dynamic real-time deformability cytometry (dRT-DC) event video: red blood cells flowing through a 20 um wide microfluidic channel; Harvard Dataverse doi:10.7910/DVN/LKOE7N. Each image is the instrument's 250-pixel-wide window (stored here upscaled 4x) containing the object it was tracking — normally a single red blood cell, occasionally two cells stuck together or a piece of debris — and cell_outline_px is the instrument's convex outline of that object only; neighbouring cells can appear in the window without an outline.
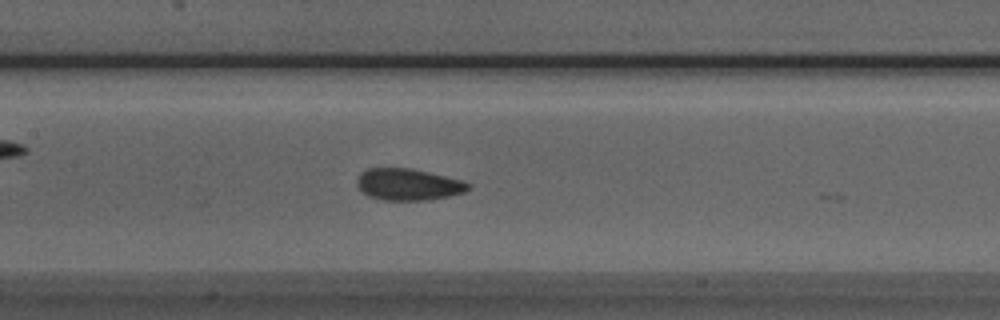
{"species": "Egyptian fruit bat (a non-hibernating species)", "species_latin": "Rousettus aegyptiacus", "temperature_condition": "room temperature", "stored_images_in_passage": 35, "camera_frame_rate_fps": 3000, "um_per_image_px": 0.085, "animal": {"sex": "male"}, "frame": {"image": 1, "passage_image": 23, "time_ms": 7.333, "image_size_px": [1000, 320], "cell_outline_px": [[472, 184], [464, 192], [448, 196], [428, 200], [384, 200], [368, 196], [356, 184], [356, 180], [360, 172], [368, 168], [408, 168], [428, 172], [464, 180]], "centroid_in_image_um": [34.69, 15.67], "position_along_channel_um": 172.7, "area_um2": 20.52}}
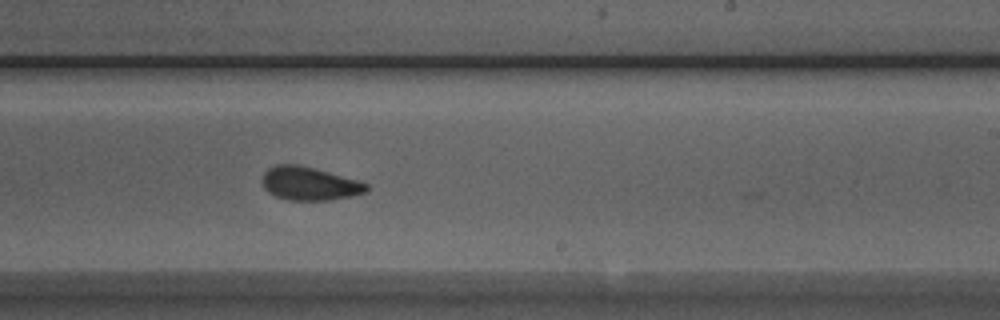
{"frame": {"image": 2, "passage_image": 30, "time_ms": 9.667, "image_size_px": [1000, 320], "cell_outline_px": [[368, 192], [352, 196], [332, 200], [288, 200], [276, 196], [268, 192], [264, 188], [260, 180], [264, 172], [268, 168], [276, 164], [296, 164], [316, 168], [360, 180], [368, 184]], "centroid_in_image_um": [26.31, 15.6], "position_along_channel_um": 262.7, "area_um2": 20.69}}
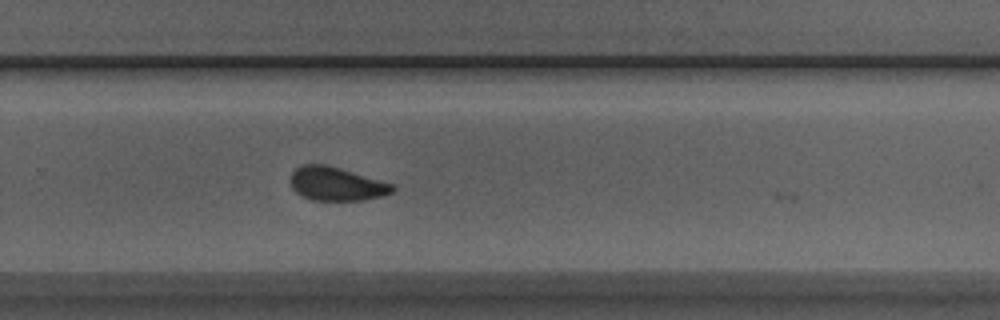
{"frame": {"image": 3, "passage_image": 33, "time_ms": 10.667, "image_size_px": [1000, 320], "cell_outline_px": [[396, 188], [392, 192], [384, 196], [364, 200], [312, 200], [296, 192], [292, 188], [288, 180], [292, 172], [296, 168], [304, 164], [324, 164], [340, 168], [392, 184]], "centroid_in_image_um": [28.56, 15.63], "position_along_channel_um": 301.2, "area_um2": 19.94}}